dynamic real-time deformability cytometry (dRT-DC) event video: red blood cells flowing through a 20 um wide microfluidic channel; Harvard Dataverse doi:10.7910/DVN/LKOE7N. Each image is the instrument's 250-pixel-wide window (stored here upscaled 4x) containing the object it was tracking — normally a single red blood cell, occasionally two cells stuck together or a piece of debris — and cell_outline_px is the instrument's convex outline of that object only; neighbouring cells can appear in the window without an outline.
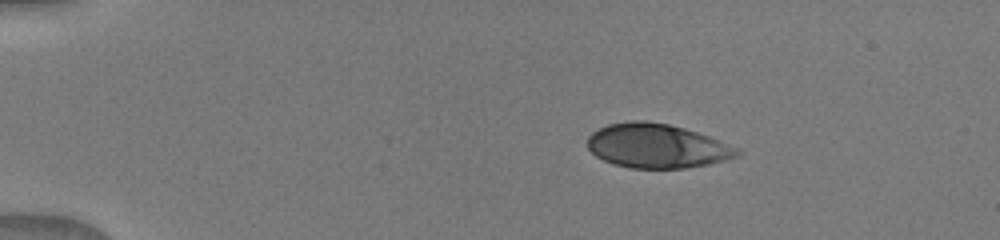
{"species": "human", "species_latin": "Homo sapiens", "temperature_condition": "warm", "stored_images_in_passage": 15, "camera_frame_rate_fps": 3000, "um_per_image_px": 0.085, "donor": {"sex": "male"}, "frame": {"image": 1, "passage_image": 1, "time_ms": 0.0, "image_size_px": [1000, 240], "cell_outline_px": [[740, 156], [708, 164], [684, 168], [628, 168], [612, 164], [596, 156], [588, 148], [588, 136], [592, 132], [608, 124], [632, 120], [644, 120], [668, 124], [684, 128], [708, 136], [736, 148], [740, 152]], "centroid_in_image_um": [55.79, 12.4], "position_along_channel_um": 29.2, "area_um2": 38.32}}
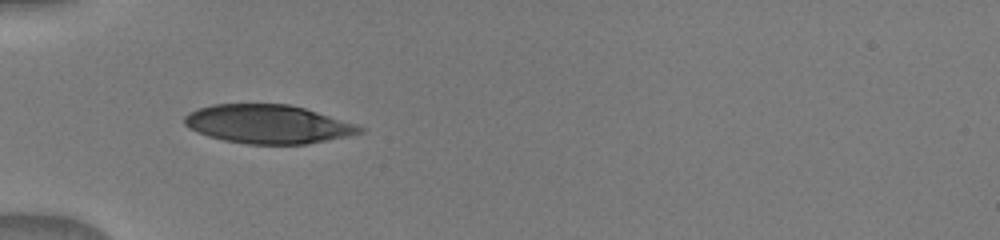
{"frame": {"image": 2, "passage_image": 9, "time_ms": 2.667, "image_size_px": [1000, 240], "cell_outline_px": [[364, 132], [348, 136], [308, 144], [248, 144], [224, 140], [208, 136], [188, 128], [184, 124], [184, 116], [188, 112], [212, 104], [288, 104], [304, 108], [364, 128]], "centroid_in_image_um": [22.72, 10.56], "position_along_channel_um": 62.3, "area_um2": 39.13}}
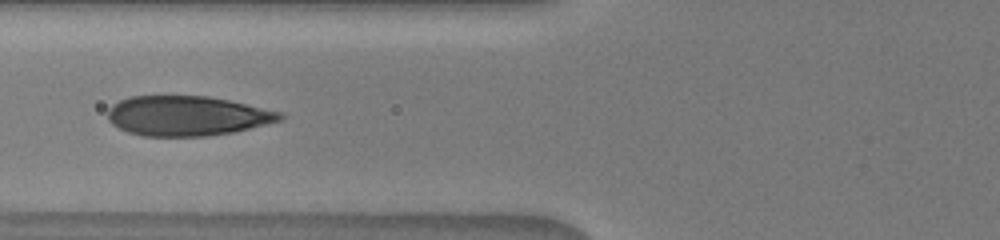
{"frame": {"image": 3, "passage_image": 12, "time_ms": 4.0, "image_size_px": [1000, 240], "cell_outline_px": [[284, 120], [232, 132], [208, 136], [144, 136], [128, 132], [112, 124], [108, 120], [108, 108], [112, 104], [128, 96], [208, 96], [228, 100], [284, 112]], "centroid_in_image_um": [15.91, 9.84], "position_along_channel_um": 109.9, "area_um2": 40.11}}